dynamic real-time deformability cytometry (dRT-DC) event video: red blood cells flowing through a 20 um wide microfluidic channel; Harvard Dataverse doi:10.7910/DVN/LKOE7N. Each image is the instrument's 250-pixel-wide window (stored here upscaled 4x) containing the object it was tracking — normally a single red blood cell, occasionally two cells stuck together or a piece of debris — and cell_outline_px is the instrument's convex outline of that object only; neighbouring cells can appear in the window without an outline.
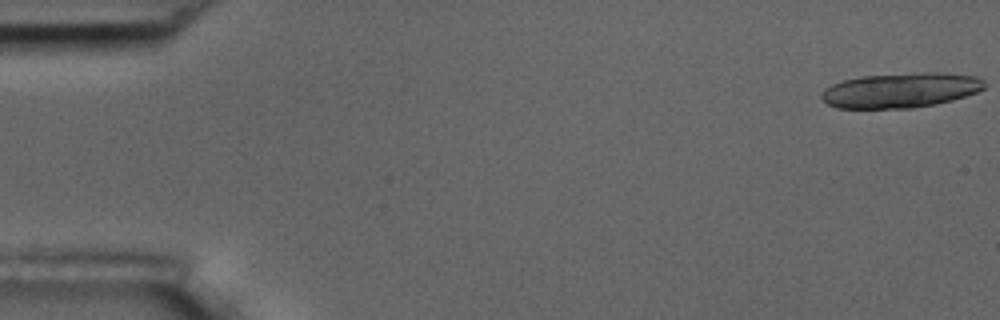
{"species": "common noctule bat (a hibernating species)", "species_latin": "Nyctalus noctula", "temperature_condition": "room temperature", "stored_images_in_passage": 19, "camera_frame_rate_fps": 3000, "um_per_image_px": 0.085, "animal": {"sex": "male", "body_mass_g": 17.5, "forearm_length_mm": 52.3}, "frame": {"image": 1, "passage_image": 1, "time_ms": 0.0, "image_size_px": [1000, 320], "cell_outline_px": [[984, 88], [976, 92], [952, 100], [936, 104], [912, 108], [836, 108], [828, 104], [820, 96], [824, 88], [832, 84], [844, 80], [864, 76], [920, 72], [940, 72], [976, 76], [984, 80]], "centroid_in_image_um": [76.55, 7.67], "position_along_channel_um": 8.4, "area_um2": 33.12}}